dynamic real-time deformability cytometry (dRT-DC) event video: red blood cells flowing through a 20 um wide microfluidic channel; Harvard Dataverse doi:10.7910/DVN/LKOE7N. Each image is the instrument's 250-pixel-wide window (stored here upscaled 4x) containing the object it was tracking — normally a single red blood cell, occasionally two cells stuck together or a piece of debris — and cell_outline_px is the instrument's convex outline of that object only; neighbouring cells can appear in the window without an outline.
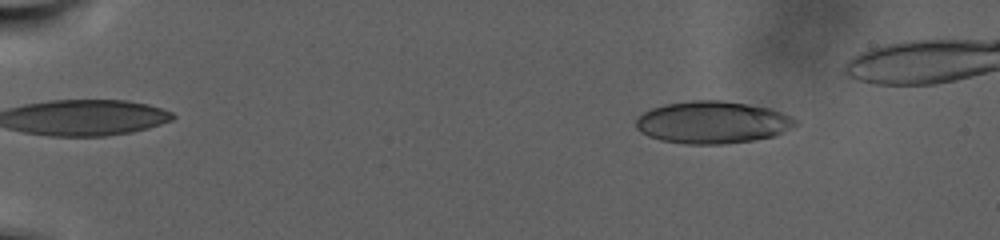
{"species": "human", "species_latin": "Homo sapiens", "temperature_condition": "warm", "stored_images_in_passage": 90, "camera_frame_rate_fps": 3000, "um_per_image_px": 0.085, "donor": {"sex": "male"}, "frame": {"image": 1, "passage_image": 10, "time_ms": 3.0, "image_size_px": [1000, 240], "cell_outline_px": [[800, 124], [776, 136], [752, 140], [724, 144], [684, 144], [660, 140], [648, 136], [640, 132], [636, 128], [636, 120], [644, 112], [652, 108], [664, 104], [692, 100], [724, 100], [772, 108], [792, 116]], "centroid_in_image_um": [60.6, 10.4], "position_along_channel_um": 24.4, "area_um2": 39.71}}
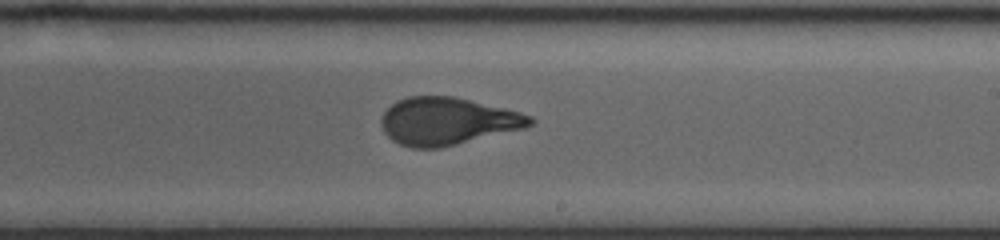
{"frame": {"image": 2, "passage_image": 57, "time_ms": 18.667, "image_size_px": [1000, 240], "cell_outline_px": [[536, 120], [532, 124], [524, 128], [440, 148], [412, 148], [400, 144], [392, 140], [384, 132], [380, 124], [380, 120], [384, 112], [392, 104], [408, 96], [452, 96], [520, 112], [532, 116]], "centroid_in_image_um": [38.01, 10.31], "position_along_channel_um": 251.0, "area_um2": 40.86}}
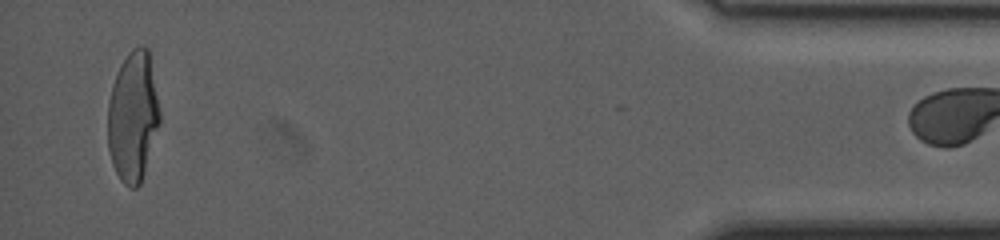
{"frame": {"image": 3, "passage_image": 89, "time_ms": 29.333, "image_size_px": [1000, 240], "cell_outline_px": [[160, 124], [140, 184], [136, 188], [128, 188], [120, 180], [112, 164], [108, 148], [108, 104], [112, 84], [128, 52], [132, 48], [140, 44], [148, 48], [160, 112]], "centroid_in_image_um": [11.3, 9.93], "position_along_channel_um": 423.9, "area_um2": 39.3}}